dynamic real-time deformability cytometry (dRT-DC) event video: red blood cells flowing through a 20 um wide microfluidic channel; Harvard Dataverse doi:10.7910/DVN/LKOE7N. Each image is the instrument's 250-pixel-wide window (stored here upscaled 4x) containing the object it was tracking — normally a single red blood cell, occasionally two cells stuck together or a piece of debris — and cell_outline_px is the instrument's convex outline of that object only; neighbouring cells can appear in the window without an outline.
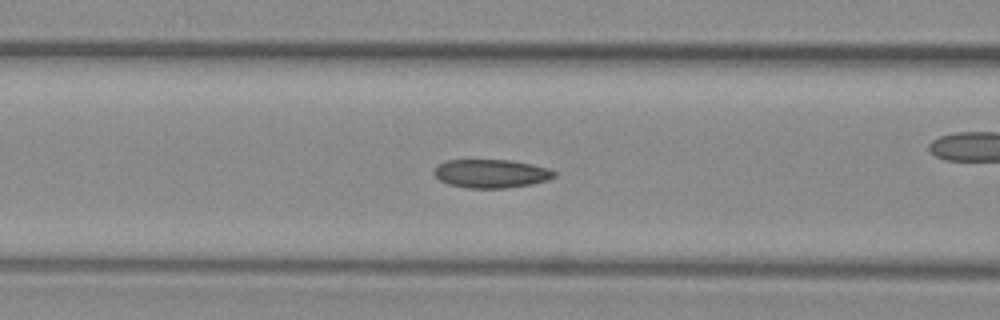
{"species": "common noctule bat (a hibernating species)", "species_latin": "Nyctalus noctula", "temperature_condition": "warm", "stored_images_in_passage": 56, "camera_frame_rate_fps": 3000, "um_per_image_px": 0.085, "animal": {"sex": "female", "body_mass_g": 29.2, "forearm_length_mm": 56.3}, "frame": {"image": 1, "passage_image": 23, "time_ms": 7.333, "image_size_px": [1000, 320], "cell_outline_px": [[556, 176], [548, 180], [532, 184], [508, 188], [464, 188], [448, 184], [440, 180], [432, 172], [432, 168], [436, 164], [448, 160], [512, 160], [532, 164], [548, 168], [556, 172]], "centroid_in_image_um": [41.72, 14.75], "position_along_channel_um": 124.9, "area_um2": 20.29}}
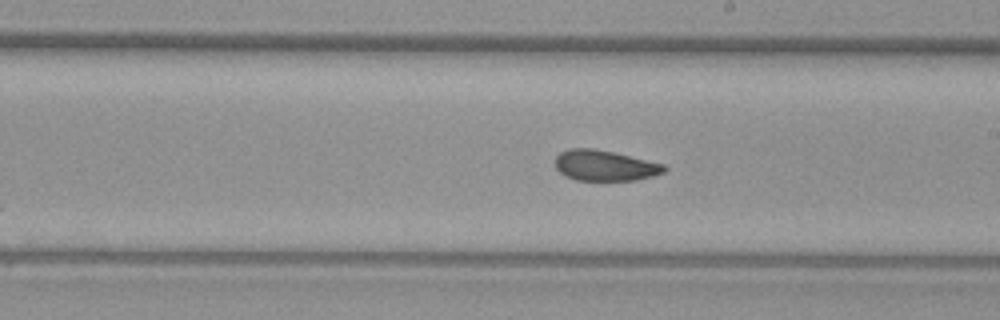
{"frame": {"image": 2, "passage_image": 32, "time_ms": 10.333, "image_size_px": [1000, 320], "cell_outline_px": [[668, 168], [664, 172], [652, 176], [636, 180], [576, 180], [564, 176], [556, 168], [556, 156], [560, 152], [568, 148], [592, 148], [612, 152], [664, 164]], "centroid_in_image_um": [51.39, 14.07], "position_along_channel_um": 237.6, "area_um2": 19.36}}
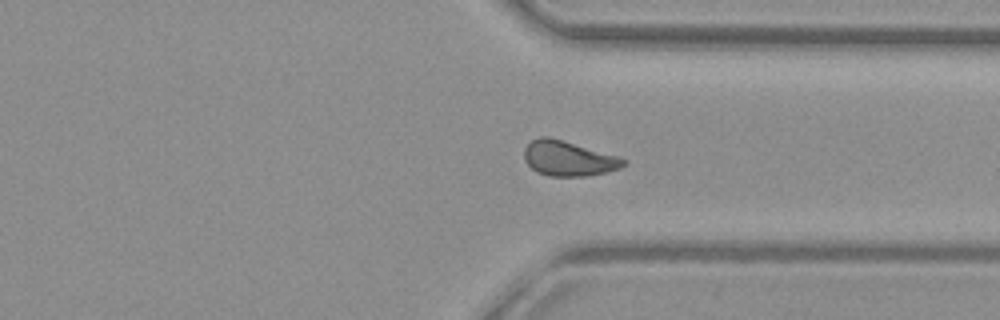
{"frame": {"image": 3, "passage_image": 42, "time_ms": 13.667, "image_size_px": [1000, 320], "cell_outline_px": [[628, 164], [620, 168], [588, 176], [548, 176], [536, 172], [524, 160], [524, 148], [532, 140], [540, 136], [548, 136], [620, 156], [628, 160]], "centroid_in_image_um": [48.34, 13.47], "position_along_channel_um": 363.1, "area_um2": 20.46}}